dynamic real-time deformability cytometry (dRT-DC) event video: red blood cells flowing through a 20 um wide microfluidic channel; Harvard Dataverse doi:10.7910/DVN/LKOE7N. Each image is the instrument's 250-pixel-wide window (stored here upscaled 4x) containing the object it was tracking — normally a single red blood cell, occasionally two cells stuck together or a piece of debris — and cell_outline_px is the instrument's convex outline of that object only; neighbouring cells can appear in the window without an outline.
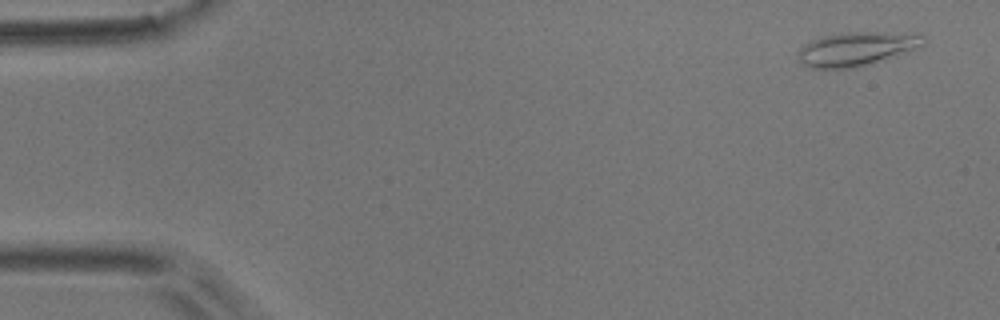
{"species": "common noctule bat (a hibernating species)", "species_latin": "Nyctalus noctula", "temperature_condition": "room temperature", "stored_images_in_passage": 3, "camera_frame_rate_fps": 3000, "um_per_image_px": 0.085, "animal": {"sex": "male", "body_mass_g": 17.9}, "frame": {"image": 1, "passage_image": 1, "time_ms": 0.0, "image_size_px": [1000, 320], "cell_outline_px": [[928, 40], [924, 44], [856, 68], [812, 68], [804, 64], [796, 56], [796, 52], [804, 44], [812, 40], [824, 36], [848, 32], [912, 32], [924, 36]], "centroid_in_image_um": [72.77, 4.13], "position_along_channel_um": 12.2, "area_um2": 24.39}}